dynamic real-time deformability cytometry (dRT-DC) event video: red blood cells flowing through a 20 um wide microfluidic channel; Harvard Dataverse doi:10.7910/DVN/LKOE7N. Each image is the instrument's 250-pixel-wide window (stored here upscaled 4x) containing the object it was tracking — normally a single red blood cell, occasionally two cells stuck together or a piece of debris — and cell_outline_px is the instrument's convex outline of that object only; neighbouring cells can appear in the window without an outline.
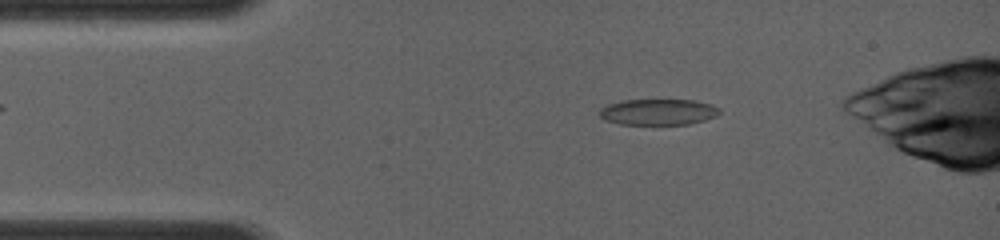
{"species": "common noctule bat (a hibernating species)", "species_latin": "Nyctalus noctula", "temperature_condition": "room temperature", "stored_images_in_passage": 7, "camera_frame_rate_fps": 4000, "um_per_image_px": 0.085, "animal": {"sex": "female", "body_mass_g": 19.0, "forearm_length_mm": 56.7}, "frame": {"image": 1, "passage_image": 3, "time_ms": 1.5, "image_size_px": [1000, 240], "cell_outline_px": [[720, 112], [716, 116], [704, 120], [688, 124], [620, 124], [604, 120], [600, 116], [600, 108], [608, 104], [624, 100], [696, 100], [712, 104], [720, 108]], "centroid_in_image_um": [55.96, 9.51], "position_along_channel_um": 29.0, "area_um2": 18.21}}
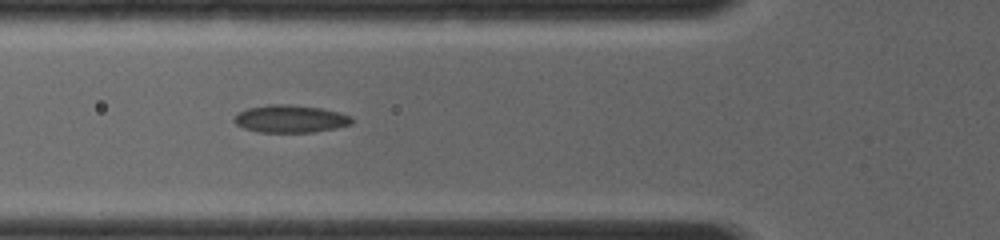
{"frame": {"image": 2, "passage_image": 6, "time_ms": 4.0, "image_size_px": [1000, 240], "cell_outline_px": [[352, 124], [336, 128], [312, 132], [256, 132], [244, 128], [236, 124], [232, 120], [236, 112], [248, 108], [268, 104], [288, 104], [320, 108], [340, 112], [352, 116]], "centroid_in_image_um": [24.65, 10.09], "position_along_channel_um": 101.2, "area_um2": 19.07}}
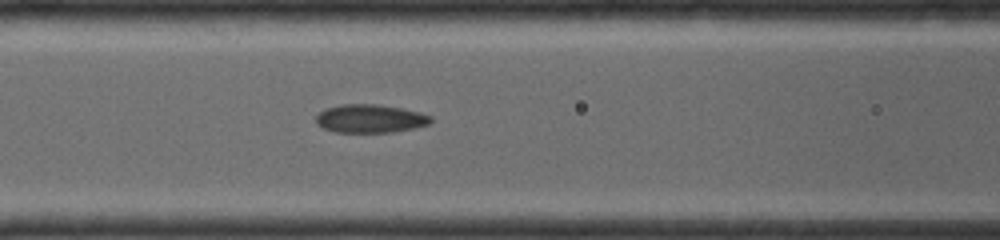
{"frame": {"image": 3, "passage_image": 7, "time_ms": 4.75, "image_size_px": [1000, 240], "cell_outline_px": [[432, 120], [428, 124], [412, 128], [392, 132], [332, 132], [316, 124], [316, 116], [324, 108], [340, 104], [376, 104], [400, 108], [420, 112], [432, 116]], "centroid_in_image_um": [31.42, 10.07], "position_along_channel_um": 135.2, "area_um2": 18.96}}